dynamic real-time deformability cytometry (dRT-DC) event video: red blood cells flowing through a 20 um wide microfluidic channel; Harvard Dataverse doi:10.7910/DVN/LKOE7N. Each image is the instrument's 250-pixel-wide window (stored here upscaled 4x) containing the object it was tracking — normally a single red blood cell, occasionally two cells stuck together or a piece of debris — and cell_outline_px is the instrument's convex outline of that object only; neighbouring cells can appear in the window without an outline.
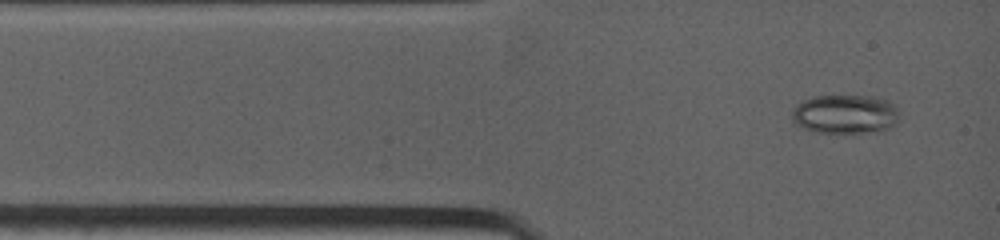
{"species": "common noctule bat (a hibernating species)", "species_latin": "Nyctalus noctula", "temperature_condition": "warm", "stored_images_in_passage": 16, "camera_frame_rate_fps": 4500, "um_per_image_px": 0.085, "animal": {"sex": "female", "body_mass_g": 19.0, "forearm_length_mm": 53.3}, "frame": {"image": 1, "passage_image": 1, "time_ms": 0.0, "image_size_px": [1000, 240], "cell_outline_px": [[900, 120], [896, 124], [888, 128], [860, 132], [816, 132], [804, 128], [796, 124], [792, 120], [792, 112], [796, 104], [804, 100], [816, 96], [876, 96], [888, 100], [896, 108]], "centroid_in_image_um": [71.84, 9.68], "position_along_channel_um": 13.2, "area_um2": 24.22}}
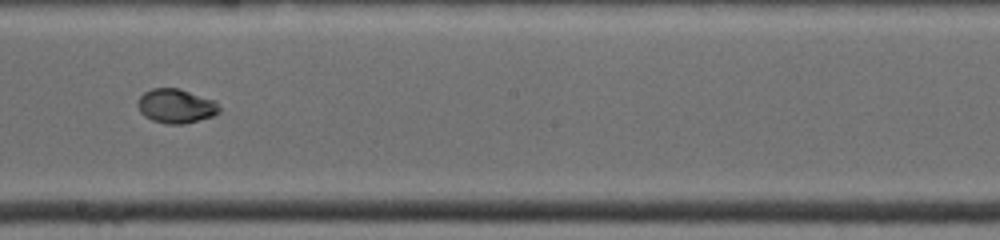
{"frame": {"image": 2, "passage_image": 7, "time_ms": 6.222, "image_size_px": [1000, 240], "cell_outline_px": [[220, 112], [212, 116], [184, 124], [168, 124], [152, 120], [144, 116], [140, 112], [136, 104], [136, 100], [144, 92], [152, 88], [180, 88], [216, 100], [220, 108]], "centroid_in_image_um": [14.95, 9.0], "position_along_channel_um": 233.3, "area_um2": 16.53}}
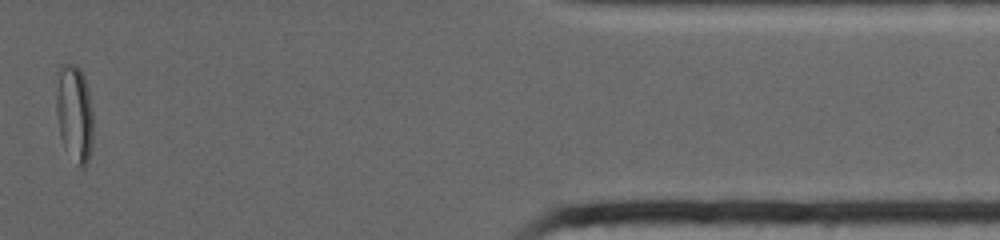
{"frame": {"image": 3, "passage_image": 13, "time_ms": 12.0, "image_size_px": [1000, 240], "cell_outline_px": [[92, 144], [88, 160], [84, 168], [80, 168], [76, 164], [64, 148], [60, 136], [56, 112], [56, 72], [60, 64], [76, 64], [80, 68], [84, 76], [88, 88], [92, 108]], "centroid_in_image_um": [6.3, 9.6], "position_along_channel_um": 405.1, "area_um2": 21.44}}